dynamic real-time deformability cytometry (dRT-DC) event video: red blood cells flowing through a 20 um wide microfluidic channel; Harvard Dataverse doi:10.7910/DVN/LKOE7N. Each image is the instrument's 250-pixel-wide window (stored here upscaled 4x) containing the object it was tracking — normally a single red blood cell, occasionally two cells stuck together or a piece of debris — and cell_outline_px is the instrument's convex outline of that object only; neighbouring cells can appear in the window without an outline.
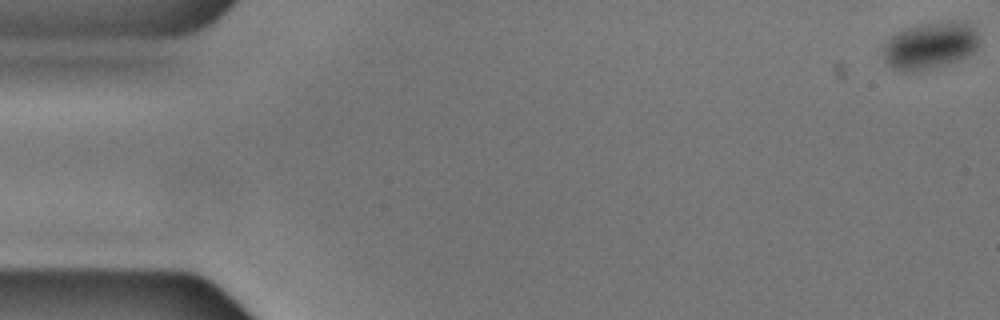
{"species": "common noctule bat (a hibernating species)", "species_latin": "Nyctalus noctula", "temperature_condition": "cold", "stored_images_in_passage": 10, "camera_frame_rate_fps": 3000, "um_per_image_px": 0.085, "animal": {"sex": "male", "body_mass_g": 17.9, "forearm_length_mm": 54.2}, "frame": {"image": 1, "passage_image": 1, "time_ms": 0.0, "image_size_px": [1000, 320], "cell_outline_px": [[980, 48], [968, 56], [960, 60], [920, 72], [916, 72], [892, 68], [884, 60], [880, 52], [884, 44], [892, 36], [908, 28], [928, 24], [964, 24], [972, 28], [976, 32], [980, 40]], "centroid_in_image_um": [79.04, 3.96], "position_along_channel_um": 6.0, "area_um2": 25.66}}